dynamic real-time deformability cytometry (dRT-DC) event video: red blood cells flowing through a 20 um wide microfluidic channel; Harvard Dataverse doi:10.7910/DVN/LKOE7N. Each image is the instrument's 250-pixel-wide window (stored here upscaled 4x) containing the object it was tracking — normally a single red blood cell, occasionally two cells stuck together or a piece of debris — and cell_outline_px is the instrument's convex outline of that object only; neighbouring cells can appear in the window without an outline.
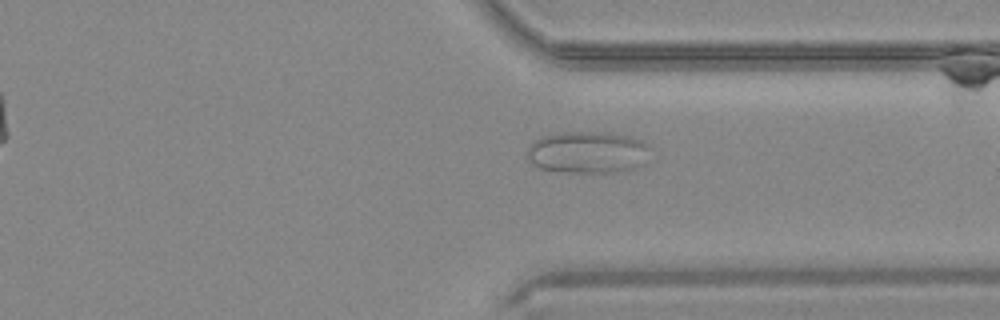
{"species": "common noctule bat (a hibernating species)", "species_latin": "Nyctalus noctula", "temperature_condition": "warm", "stored_images_in_passage": 35, "camera_frame_rate_fps": 3000, "um_per_image_px": 0.085, "animal": {"sex": "male", "body_mass_g": 20.4}, "frame": {"image": 1, "passage_image": 24, "time_ms": 7.667, "image_size_px": [1000, 320], "cell_outline_px": [[652, 160], [628, 172], [560, 172], [540, 168], [532, 164], [524, 156], [528, 148], [536, 140], [544, 136], [560, 132], [604, 132], [628, 136], [640, 140], [652, 148]], "centroid_in_image_um": [50.03, 12.97], "position_along_channel_um": 361.4, "area_um2": 30.87}}
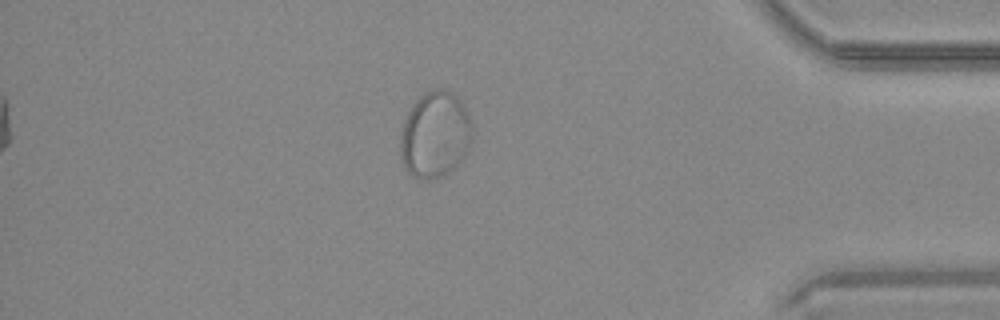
{"frame": {"image": 2, "passage_image": 29, "time_ms": 9.333, "image_size_px": [1000, 320], "cell_outline_px": [[472, 140], [464, 156], [452, 168], [440, 176], [428, 180], [412, 176], [404, 168], [400, 156], [400, 132], [404, 120], [412, 104], [424, 92], [432, 88], [440, 88], [452, 92], [464, 104], [468, 112], [472, 124]], "centroid_in_image_um": [36.96, 11.41], "position_along_channel_um": 398.2, "area_um2": 36.41}}